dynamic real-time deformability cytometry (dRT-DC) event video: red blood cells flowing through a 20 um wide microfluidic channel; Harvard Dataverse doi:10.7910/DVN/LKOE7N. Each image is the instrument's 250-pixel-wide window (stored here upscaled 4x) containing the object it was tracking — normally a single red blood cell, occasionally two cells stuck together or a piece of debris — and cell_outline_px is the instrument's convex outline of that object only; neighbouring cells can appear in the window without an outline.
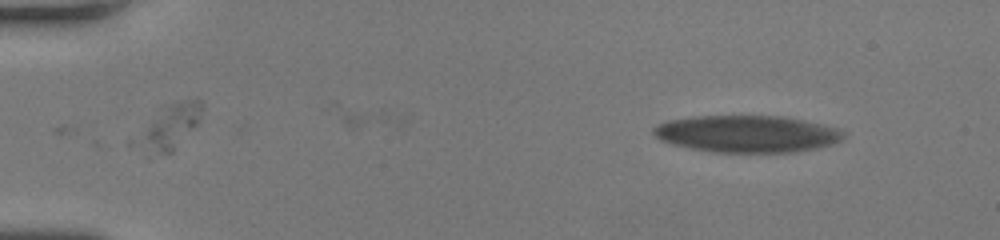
{"species": "human", "species_latin": "Homo sapiens", "temperature_condition": "room temperature", "stored_images_in_passage": 53, "segment_of_instrument_passage": [1, 2], "camera_frame_rate_fps": 3000, "um_per_image_px": 0.085, "donor": {"sex": "female"}, "frame": {"image": 1, "passage_image": 5, "time_ms": 1.333, "image_size_px": [1000, 240], "cell_outline_px": [[844, 136], [840, 140], [832, 144], [816, 148], [792, 152], [716, 152], [688, 148], [672, 144], [660, 140], [652, 132], [652, 128], [656, 124], [668, 120], [692, 116], [780, 116], [824, 124], [840, 128], [844, 132]], "centroid_in_image_um": [63.47, 11.37], "position_along_channel_um": 21.5, "area_um2": 41.04}}
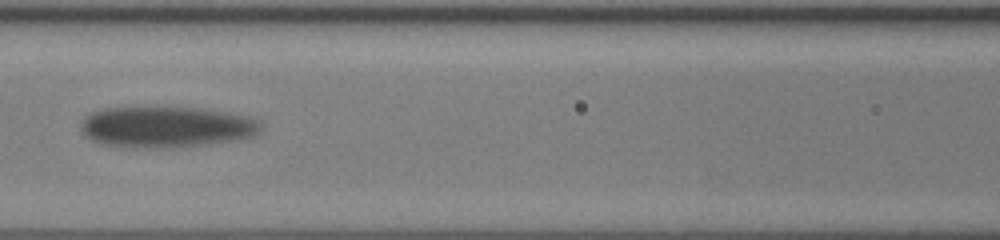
{"frame": {"image": 2, "passage_image": 24, "time_ms": 7.667, "image_size_px": [1000, 240], "cell_outline_px": [[264, 128], [260, 132], [252, 136], [236, 140], [208, 144], [172, 148], [136, 148], [100, 144], [88, 140], [84, 136], [80, 128], [80, 124], [84, 116], [92, 112], [104, 108], [200, 108], [228, 112], [248, 116], [260, 120]], "centroid_in_image_um": [14.13, 10.81], "position_along_channel_um": 152.5, "area_um2": 43.7}}
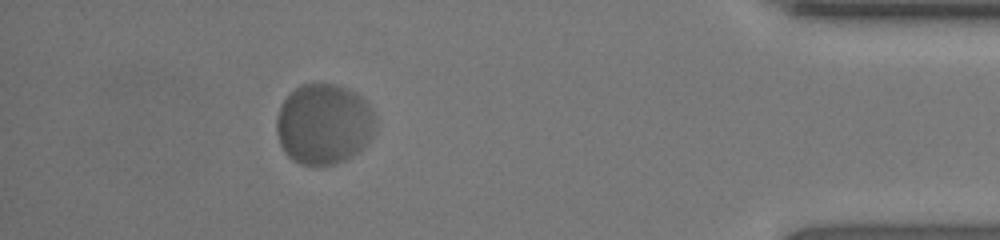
{"frame": {"image": 3, "passage_image": 47, "time_ms": 15.333, "image_size_px": [1000, 240], "cell_outline_px": [[376, 128], [372, 136], [352, 156], [336, 164], [312, 168], [300, 164], [292, 160], [284, 152], [280, 144], [276, 132], [276, 116], [280, 104], [300, 84], [320, 80], [336, 84], [348, 88], [356, 92], [368, 104], [376, 120]], "centroid_in_image_um": [27.49, 10.53], "position_along_channel_um": 407.7, "area_um2": 47.51}}